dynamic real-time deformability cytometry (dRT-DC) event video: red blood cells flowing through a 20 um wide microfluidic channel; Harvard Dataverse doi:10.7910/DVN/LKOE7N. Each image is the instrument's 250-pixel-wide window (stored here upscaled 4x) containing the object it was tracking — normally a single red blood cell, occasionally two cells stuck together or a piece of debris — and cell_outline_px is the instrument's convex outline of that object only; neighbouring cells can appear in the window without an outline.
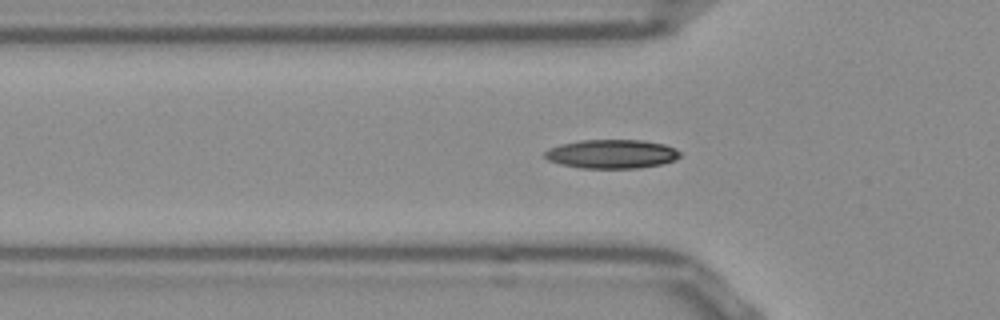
{"species": "Egyptian fruit bat (a non-hibernating species)", "species_latin": "Rousettus aegyptiacus", "temperature_condition": "room temperature", "stored_images_in_passage": 37, "camera_frame_rate_fps": 3000, "um_per_image_px": 0.085, "frame": {"image": 1, "passage_image": 9, "time_ms": 2.667, "image_size_px": [1000, 320], "cell_outline_px": [[680, 156], [676, 160], [664, 164], [640, 168], [580, 168], [560, 164], [548, 160], [544, 156], [544, 152], [548, 148], [560, 144], [580, 140], [640, 140], [664, 144], [676, 148], [680, 152]], "centroid_in_image_um": [52.0, 13.09], "position_along_channel_um": 73.8, "area_um2": 23.0}}
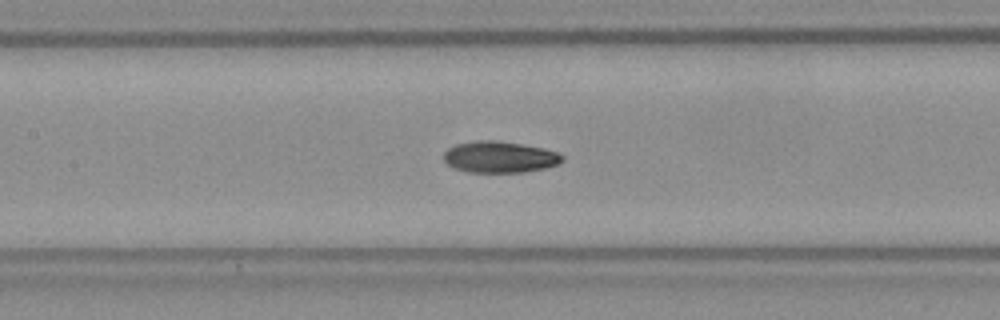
{"frame": {"image": 2, "passage_image": 16, "time_ms": 5.0, "image_size_px": [1000, 320], "cell_outline_px": [[564, 160], [560, 164], [544, 168], [524, 172], [468, 172], [456, 168], [448, 164], [444, 160], [444, 152], [448, 148], [456, 144], [480, 140], [492, 140], [520, 144], [544, 148], [560, 152], [564, 156]], "centroid_in_image_um": [42.52, 13.35], "position_along_channel_um": 164.9, "area_um2": 21.68}}
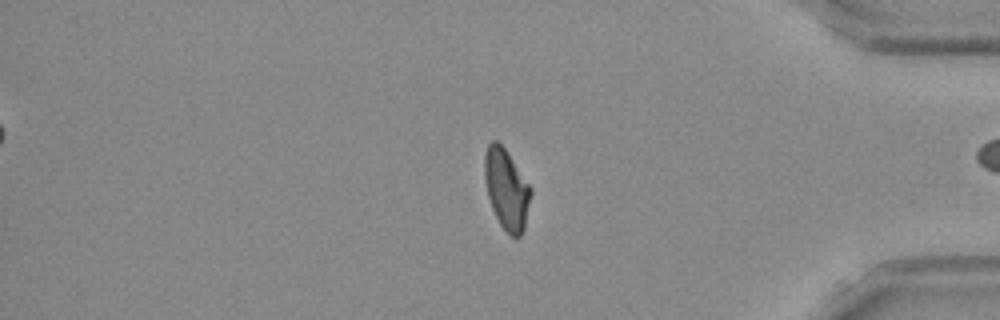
{"frame": {"image": 3, "passage_image": 36, "time_ms": 11.667, "image_size_px": [1000, 320], "cell_outline_px": [[532, 192], [524, 228], [520, 236], [512, 236], [500, 224], [492, 208], [488, 196], [484, 176], [484, 156], [488, 144], [492, 140], [496, 140], [504, 148], [532, 188]], "centroid_in_image_um": [43.05, 16.06], "position_along_channel_um": 392.2, "area_um2": 21.33}, "authors_computed_cell_mechanics": {"area_um2": 21.675, "velocity_mm_per_s": 3.8479, "shape_relaxation_time_tau1_ms": 9.1032, "shape_relaxation_time_tau2_ms": 6.3149, "deformation_change_tau1": 0.2045, "deformation_change_tau2": 0.1214}}